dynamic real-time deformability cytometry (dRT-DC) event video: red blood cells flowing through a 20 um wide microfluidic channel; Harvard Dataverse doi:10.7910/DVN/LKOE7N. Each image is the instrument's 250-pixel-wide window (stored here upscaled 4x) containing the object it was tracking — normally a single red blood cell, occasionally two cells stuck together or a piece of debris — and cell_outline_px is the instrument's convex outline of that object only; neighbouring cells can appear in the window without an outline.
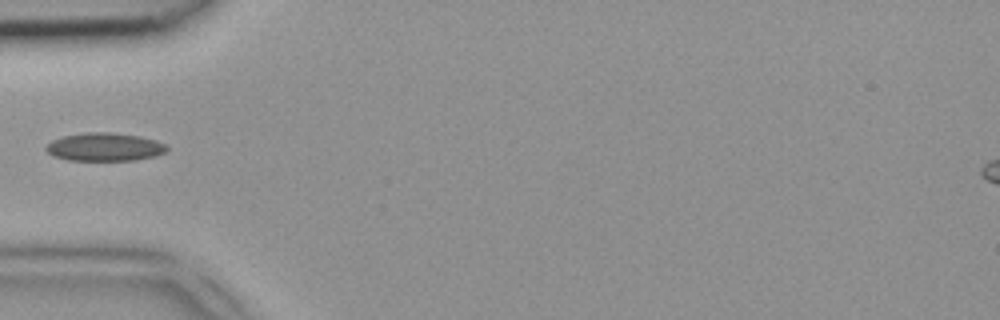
{"species": "common noctule bat (a hibernating species)", "species_latin": "Nyctalus noctula", "temperature_condition": "room temperature", "stored_images_in_passage": 8, "camera_frame_rate_fps": 3000, "um_per_image_px": 0.085, "animal": {"sex": "female", "body_mass_g": 18.4}, "frame": {"image": 1, "passage_image": 1, "time_ms": 0.0, "image_size_px": [1000, 320], "cell_outline_px": [[168, 148], [164, 152], [156, 156], [136, 160], [68, 160], [52, 156], [44, 148], [52, 140], [64, 136], [88, 132], [112, 132], [140, 136], [156, 140], [164, 144]], "centroid_in_image_um": [8.89, 12.49], "position_along_channel_um": 76.1, "area_um2": 19.83}}